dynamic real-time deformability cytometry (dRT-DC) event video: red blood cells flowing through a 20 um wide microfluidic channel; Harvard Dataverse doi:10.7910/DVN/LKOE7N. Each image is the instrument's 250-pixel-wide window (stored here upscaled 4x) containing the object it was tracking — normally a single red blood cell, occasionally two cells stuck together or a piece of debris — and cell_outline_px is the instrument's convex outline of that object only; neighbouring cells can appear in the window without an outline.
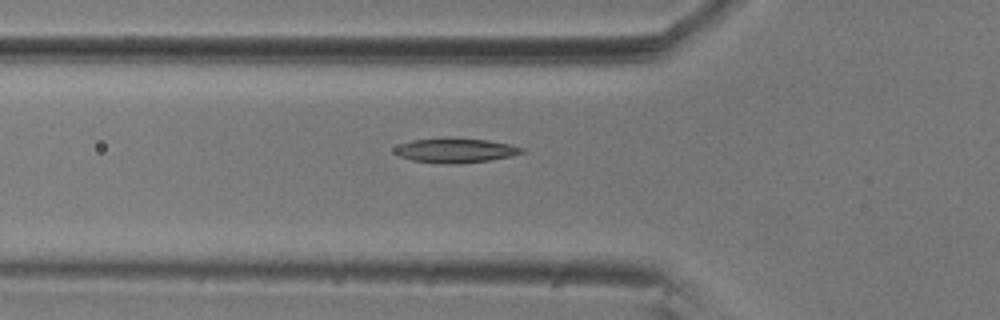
{"species": "common noctule bat (a hibernating species)", "species_latin": "Nyctalus noctula", "temperature_condition": "room temperature", "stored_images_in_passage": 28, "camera_frame_rate_fps": 3000, "um_per_image_px": 0.085, "animal": {"sex": "male", "body_mass_g": 20.5, "forearm_length_mm": 52.5}, "frame": {"image": 1, "passage_image": 2, "time_ms": 0.333, "image_size_px": [1000, 320], "cell_outline_px": [[524, 152], [512, 156], [492, 160], [460, 164], [448, 164], [412, 160], [400, 156], [392, 152], [392, 148], [400, 144], [412, 140], [448, 136], [488, 140], [508, 144], [524, 148]], "centroid_in_image_um": [38.69, 12.77], "position_along_channel_um": 87.1, "area_um2": 18.67}}
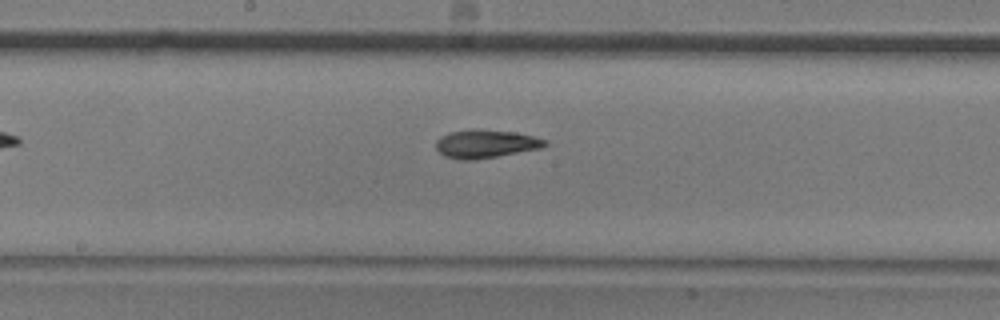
{"frame": {"image": 2, "passage_image": 12, "time_ms": 3.667, "image_size_px": [1000, 320], "cell_outline_px": [[548, 144], [540, 148], [496, 156], [472, 160], [460, 160], [444, 156], [436, 148], [436, 140], [440, 136], [448, 132], [472, 128], [476, 128], [516, 132], [548, 140]], "centroid_in_image_um": [41.25, 12.2], "position_along_channel_um": 207.0, "area_um2": 18.09}}
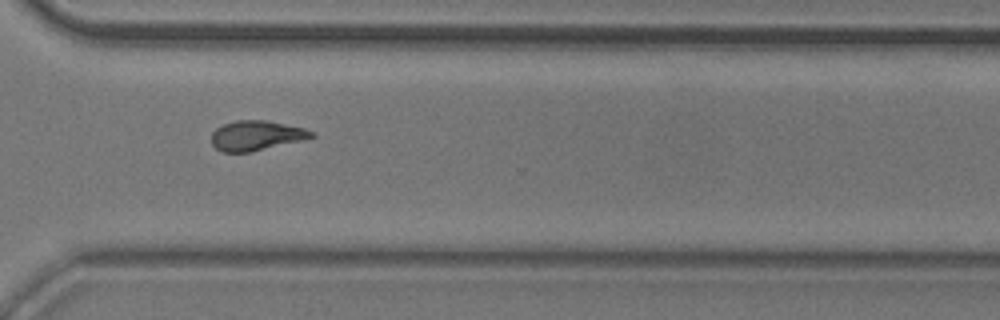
{"frame": {"image": 3, "passage_image": 24, "time_ms": 7.667, "image_size_px": [1000, 320], "cell_outline_px": [[316, 136], [304, 140], [248, 152], [220, 152], [212, 144], [212, 132], [216, 128], [224, 124], [236, 120], [268, 120], [304, 128], [312, 132]], "centroid_in_image_um": [21.78, 11.52], "position_along_channel_um": 348.8, "area_um2": 17.34}}